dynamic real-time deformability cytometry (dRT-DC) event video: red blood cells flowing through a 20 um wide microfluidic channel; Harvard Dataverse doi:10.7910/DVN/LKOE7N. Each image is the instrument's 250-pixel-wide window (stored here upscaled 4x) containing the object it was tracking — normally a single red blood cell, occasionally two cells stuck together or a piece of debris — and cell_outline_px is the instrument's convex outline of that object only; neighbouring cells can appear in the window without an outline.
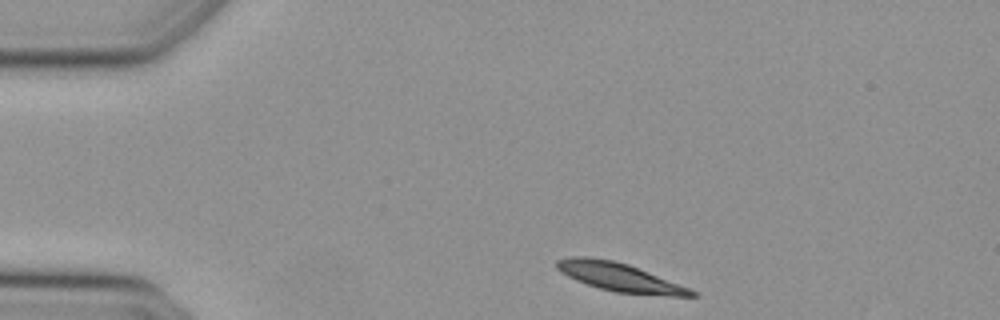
{"species": "Egyptian fruit bat (a non-hibernating species)", "species_latin": "Rousettus aegyptiacus", "temperature_condition": "cold", "stored_images_in_passage": 16, "camera_frame_rate_fps": 3000, "um_per_image_px": 0.085, "animal": {"sex": "female"}, "frame": {"image": 1, "passage_image": 1, "time_ms": 0.0, "image_size_px": [1000, 320], "cell_outline_px": [[700, 296], [668, 296], [616, 292], [600, 288], [576, 280], [560, 272], [556, 268], [556, 260], [572, 256], [588, 256], [612, 260], [628, 264], [688, 288], [696, 292]], "centroid_in_image_um": [52.62, 23.55], "position_along_channel_um": 32.4, "area_um2": 22.02}}
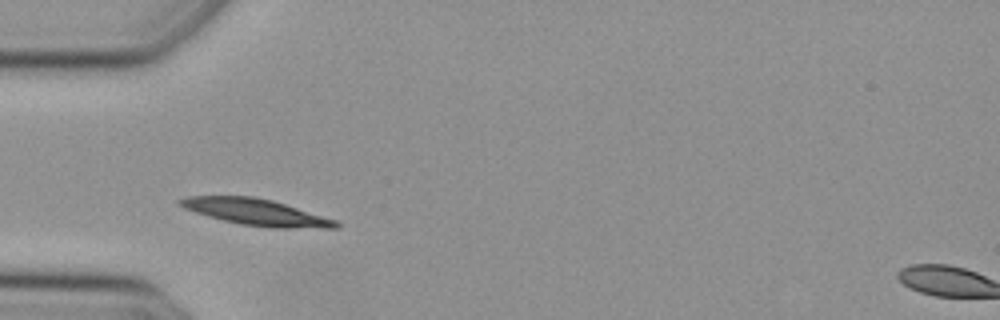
{"frame": {"image": 2, "passage_image": 7, "time_ms": 2.0, "image_size_px": [1000, 320], "cell_outline_px": [[344, 224], [340, 228], [268, 228], [240, 224], [208, 216], [184, 208], [176, 204], [176, 200], [188, 196], [252, 196], [272, 200], [336, 220]], "centroid_in_image_um": [21.79, 18.04], "position_along_channel_um": 63.2, "area_um2": 24.04}}
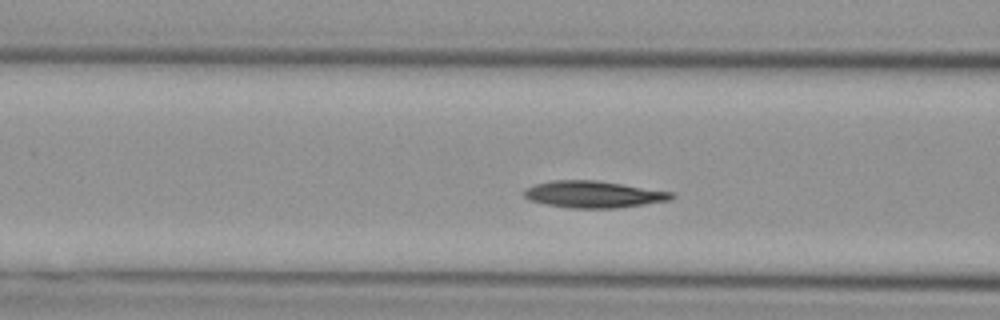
{"frame": {"image": 3, "passage_image": 11, "time_ms": 3.333, "image_size_px": [1000, 320], "cell_outline_px": [[676, 196], [672, 200], [616, 208], [568, 208], [528, 200], [524, 196], [524, 188], [532, 184], [552, 180], [596, 180], [676, 192]], "centroid_in_image_um": [50.46, 16.51], "position_along_channel_um": 116.1, "area_um2": 23.29}}